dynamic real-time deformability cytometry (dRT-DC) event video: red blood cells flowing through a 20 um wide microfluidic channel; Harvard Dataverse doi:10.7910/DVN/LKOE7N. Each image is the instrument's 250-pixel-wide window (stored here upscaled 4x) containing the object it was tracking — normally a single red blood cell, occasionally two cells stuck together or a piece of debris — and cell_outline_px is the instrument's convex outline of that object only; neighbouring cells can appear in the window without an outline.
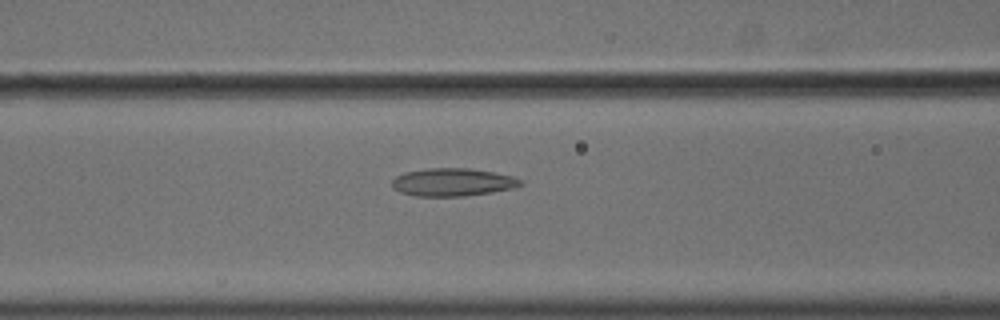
{"species": "common noctule bat (a hibernating species)", "species_latin": "Nyctalus noctula", "temperature_condition": "cold", "stored_images_in_passage": 57, "camera_frame_rate_fps": 3000, "um_per_image_px": 0.085, "animal": {"sex": "male", "body_mass_g": 18.8}, "frame": {"image": 1, "passage_image": 24, "time_ms": 7.667, "image_size_px": [1000, 320], "cell_outline_px": [[524, 184], [512, 188], [492, 192], [464, 196], [416, 196], [400, 192], [392, 188], [392, 180], [396, 176], [404, 172], [428, 168], [468, 168], [492, 172], [512, 176], [524, 180]], "centroid_in_image_um": [38.47, 15.48], "position_along_channel_um": 128.1, "area_um2": 20.92}}
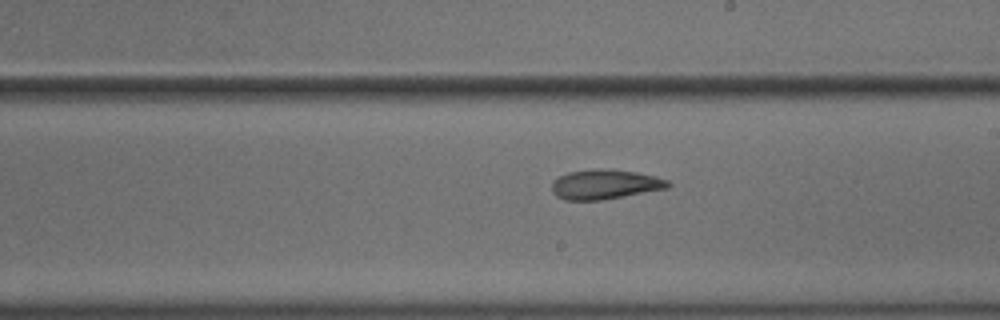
{"frame": {"image": 2, "passage_image": 33, "time_ms": 10.667, "image_size_px": [1000, 320], "cell_outline_px": [[672, 184], [668, 188], [600, 200], [564, 200], [556, 196], [552, 192], [552, 180], [568, 172], [596, 168], [600, 168], [636, 172], [656, 176], [668, 180]], "centroid_in_image_um": [51.4, 15.66], "position_along_channel_um": 237.6, "area_um2": 20.11}}
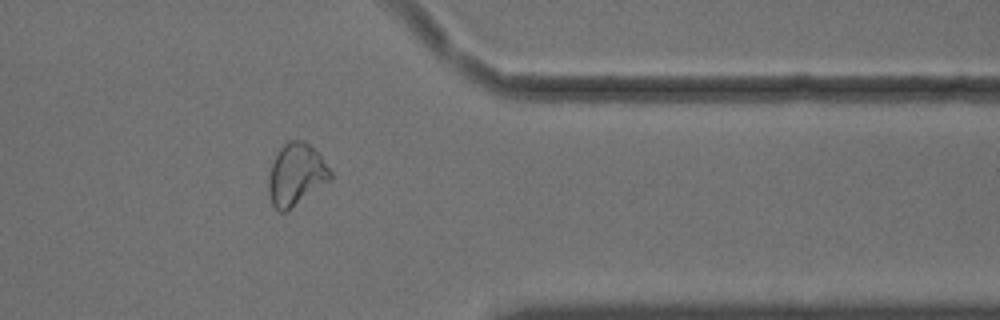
{"frame": {"image": 3, "passage_image": 46, "time_ms": 15.0, "image_size_px": [1000, 320], "cell_outline_px": [[332, 180], [284, 212], [280, 212], [272, 204], [268, 192], [268, 180], [272, 164], [280, 148], [288, 140], [304, 140], [320, 156], [332, 172]], "centroid_in_image_um": [25.17, 14.84], "position_along_channel_um": 386.2, "area_um2": 22.02}}